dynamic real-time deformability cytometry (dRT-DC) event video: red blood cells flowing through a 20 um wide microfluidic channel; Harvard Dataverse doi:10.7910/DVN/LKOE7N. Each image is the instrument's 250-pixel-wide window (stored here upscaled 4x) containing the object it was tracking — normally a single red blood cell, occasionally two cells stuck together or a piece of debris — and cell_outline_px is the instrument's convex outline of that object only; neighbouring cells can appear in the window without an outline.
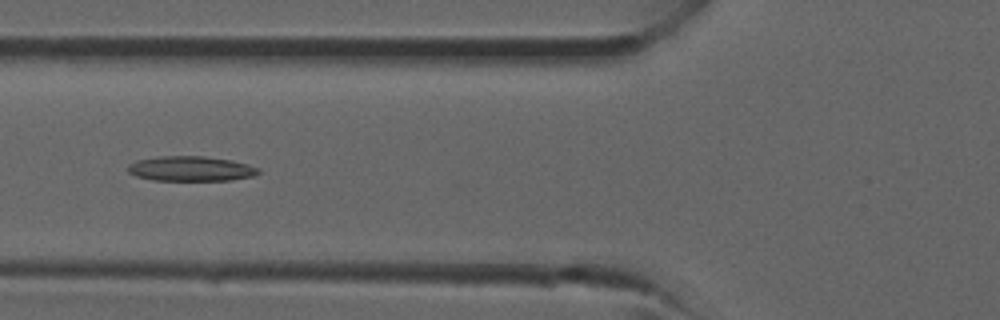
{"species": "common noctule bat (a hibernating species)", "species_latin": "Nyctalus noctula", "temperature_condition": "room temperature", "stored_images_in_passage": 36, "camera_frame_rate_fps": 3000, "um_per_image_px": 0.085, "animal": {"sex": "male", "forearm_length_mm": 52.5}, "frame": {"image": 1, "passage_image": 13, "time_ms": 4.0, "image_size_px": [1000, 320], "cell_outline_px": [[260, 172], [256, 176], [232, 180], [152, 180], [136, 176], [128, 172], [128, 164], [136, 160], [160, 156], [204, 156], [232, 160], [248, 164], [260, 168]], "centroid_in_image_um": [16.25, 14.34], "position_along_channel_um": 109.5, "area_um2": 19.13}}
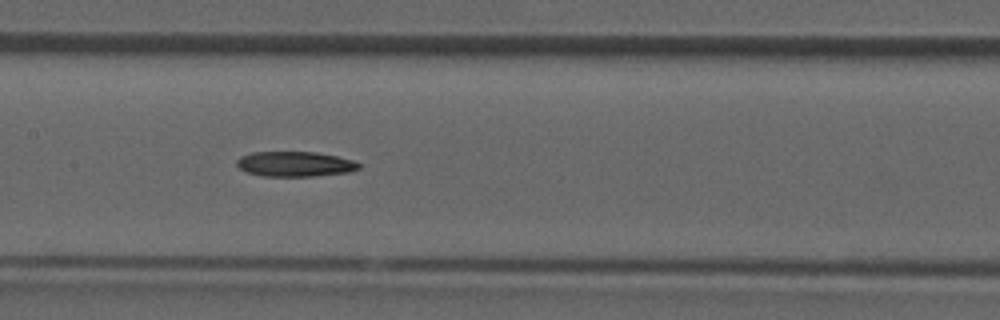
{"frame": {"image": 2, "passage_image": 17, "time_ms": 5.333, "image_size_px": [1000, 320], "cell_outline_px": [[360, 168], [348, 172], [312, 176], [264, 176], [244, 172], [236, 164], [236, 160], [240, 156], [252, 152], [316, 152], [356, 160], [360, 164]], "centroid_in_image_um": [25.06, 13.94], "position_along_channel_um": 182.3, "area_um2": 17.92}}
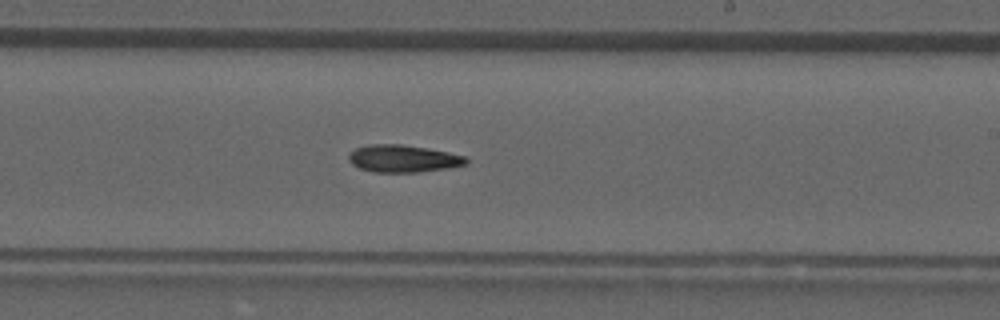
{"frame": {"image": 3, "passage_image": 21, "time_ms": 6.667, "image_size_px": [1000, 320], "cell_outline_px": [[468, 164], [448, 168], [416, 172], [372, 172], [360, 168], [352, 164], [348, 160], [348, 156], [356, 148], [368, 144], [400, 144], [428, 148], [448, 152], [464, 156], [468, 160]], "centroid_in_image_um": [34.26, 13.48], "position_along_channel_um": 254.7, "area_um2": 18.67}}